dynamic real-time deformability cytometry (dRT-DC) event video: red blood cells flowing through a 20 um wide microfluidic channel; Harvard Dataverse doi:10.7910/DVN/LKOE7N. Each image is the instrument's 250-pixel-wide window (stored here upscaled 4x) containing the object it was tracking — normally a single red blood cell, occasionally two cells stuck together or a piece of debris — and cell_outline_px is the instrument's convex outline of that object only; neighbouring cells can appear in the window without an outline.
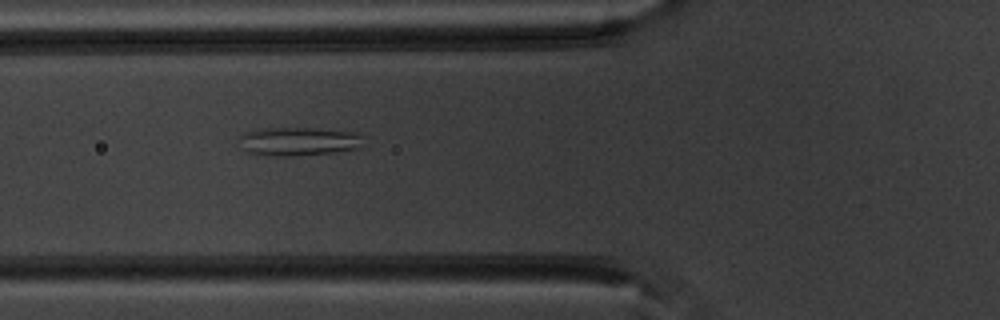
{"species": "common noctule bat (a hibernating species)", "species_latin": "Nyctalus noctula", "temperature_condition": "warm", "stored_images_in_passage": 13, "camera_frame_rate_fps": 3000, "um_per_image_px": 0.085, "animal": {"sex": "male", "body_mass_g": 20.1, "forearm_length_mm": 53.5}, "frame": {"image": 1, "passage_image": 3, "time_ms": 0.667, "image_size_px": [1000, 320], "cell_outline_px": [[360, 148], [332, 152], [288, 156], [280, 156], [248, 152], [244, 148], [240, 136], [244, 132], [264, 128], [312, 128], [360, 132]], "centroid_in_image_um": [25.4, 12.0], "position_along_channel_um": 100.4, "area_um2": 20.23}}